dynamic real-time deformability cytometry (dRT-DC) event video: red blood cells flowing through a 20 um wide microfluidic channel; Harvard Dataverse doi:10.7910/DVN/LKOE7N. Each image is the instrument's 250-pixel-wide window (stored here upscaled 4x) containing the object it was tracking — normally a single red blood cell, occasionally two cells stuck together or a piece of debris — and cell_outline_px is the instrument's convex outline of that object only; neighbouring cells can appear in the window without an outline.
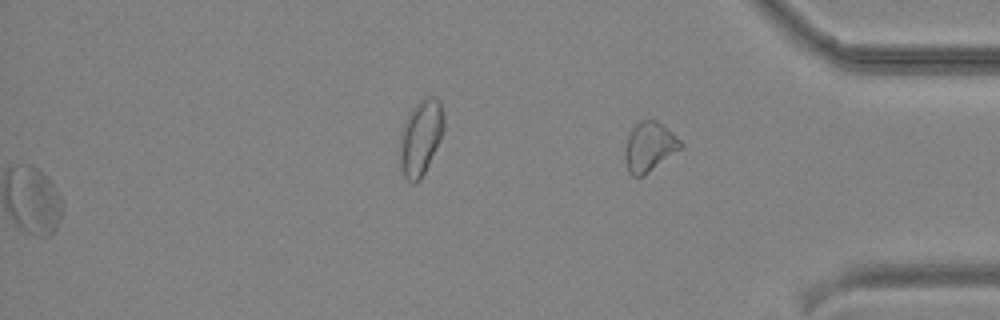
{"species": "common noctule bat (a hibernating species)", "species_latin": "Nyctalus noctula", "temperature_condition": "cold", "stored_images_in_passage": 38, "segment_of_instrument_passage": [2, 2], "camera_frame_rate_fps": 3000, "um_per_image_px": 0.085, "animal": {"sex": "male", "body_mass_g": 19.2, "forearm_length_mm": 51.8}, "frame": {"image": 1, "passage_image": 38, "time_ms": 12.333, "image_size_px": [1000, 320], "cell_outline_px": [[684, 144], [680, 148], [644, 176], [632, 176], [628, 172], [624, 160], [624, 148], [628, 136], [632, 128], [640, 120], [656, 120], [668, 128]], "centroid_in_image_um": [55.16, 12.48], "position_along_channel_um": 380.0, "area_um2": 16.01}}